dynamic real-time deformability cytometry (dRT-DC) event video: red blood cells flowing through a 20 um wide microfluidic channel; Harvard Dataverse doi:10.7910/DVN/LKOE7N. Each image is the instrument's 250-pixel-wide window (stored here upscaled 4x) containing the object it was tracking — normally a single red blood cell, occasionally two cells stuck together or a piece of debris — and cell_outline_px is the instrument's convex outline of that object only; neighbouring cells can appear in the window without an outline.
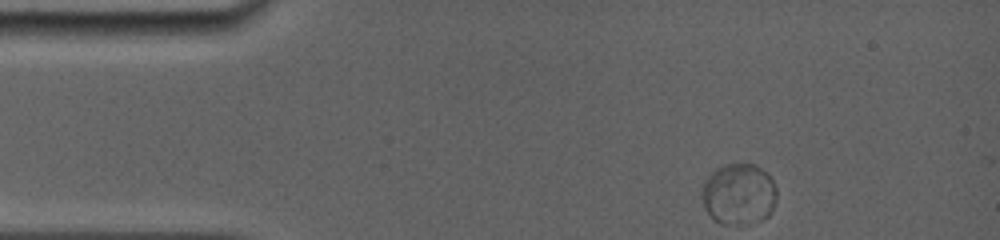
{"species": "common noctule bat (a hibernating species)", "species_latin": "Nyctalus noctula", "temperature_condition": "room temperature", "stored_images_in_passage": 3, "camera_frame_rate_fps": 5000, "um_per_image_px": 0.085, "animal": {"sex": "female", "body_mass_g": 19.0, "forearm_length_mm": 56.7}, "frame": {"image": 1, "passage_image": 1, "time_ms": 0.0, "image_size_px": [1000, 240], "cell_outline_px": [[776, 200], [768, 216], [764, 220], [724, 224], [720, 224], [704, 208], [700, 196], [700, 192], [704, 180], [716, 168], [724, 164], [756, 164], [768, 172], [776, 188]], "centroid_in_image_um": [62.78, 16.46], "position_along_channel_um": 22.2, "area_um2": 26.82}}